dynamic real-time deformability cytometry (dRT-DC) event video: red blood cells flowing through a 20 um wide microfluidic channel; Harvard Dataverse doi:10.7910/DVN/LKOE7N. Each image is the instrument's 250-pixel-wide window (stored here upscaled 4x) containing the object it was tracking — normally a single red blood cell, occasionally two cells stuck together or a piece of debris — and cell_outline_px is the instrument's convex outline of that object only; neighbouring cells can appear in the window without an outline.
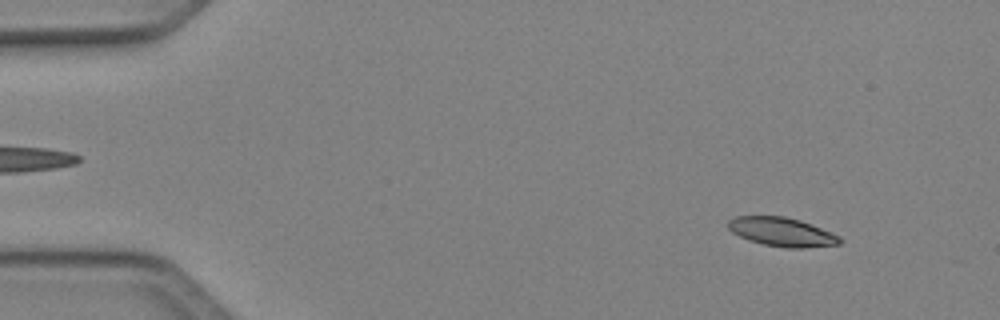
{"species": "Egyptian fruit bat (a non-hibernating species)", "species_latin": "Rousettus aegyptiacus", "temperature_condition": "cold", "stored_images_in_passage": 13, "camera_frame_rate_fps": 3000, "um_per_image_px": 0.085, "animal": {"sex": "female"}, "frame": {"image": 1, "passage_image": 5, "time_ms": 1.333, "image_size_px": [1000, 320], "cell_outline_px": [[844, 240], [840, 244], [804, 248], [788, 248], [764, 244], [748, 240], [732, 232], [728, 228], [728, 220], [736, 216], [784, 216], [800, 220], [812, 224], [832, 232], [840, 236]], "centroid_in_image_um": [66.5, 19.71], "position_along_channel_um": 18.5, "area_um2": 18.9}}